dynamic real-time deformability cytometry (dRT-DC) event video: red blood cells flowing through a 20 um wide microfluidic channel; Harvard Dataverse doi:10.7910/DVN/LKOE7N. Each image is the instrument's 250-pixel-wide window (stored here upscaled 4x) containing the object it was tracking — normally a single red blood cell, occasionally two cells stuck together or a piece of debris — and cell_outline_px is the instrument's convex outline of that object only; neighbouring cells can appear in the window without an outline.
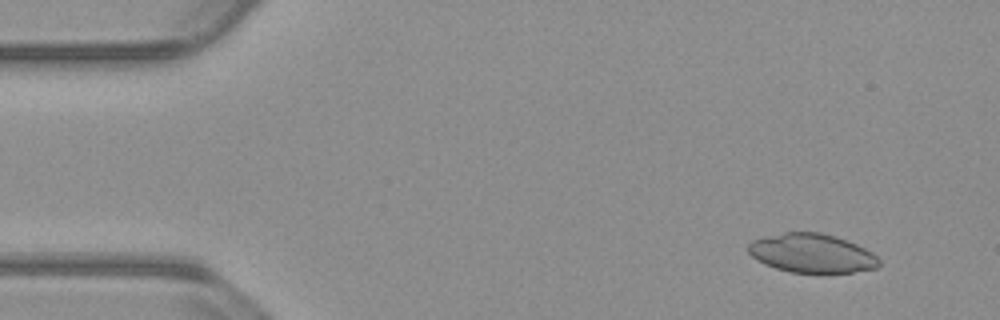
{"species": "common noctule bat (a hibernating species)", "species_latin": "Nyctalus noctula", "temperature_condition": "warm", "stored_images_in_passage": 54, "camera_frame_rate_fps": 3000, "um_per_image_px": 0.085, "animal": {"sex": "male", "body_mass_g": 23.1, "forearm_length_mm": 52.7}, "frame": {"image": 1, "passage_image": 5, "time_ms": 1.333, "image_size_px": [1000, 320], "cell_outline_px": [[880, 264], [876, 268], [852, 272], [824, 276], [788, 272], [764, 264], [756, 260], [748, 252], [748, 244], [752, 240], [764, 236], [784, 232], [820, 232], [836, 236], [856, 244], [872, 252], [880, 260]], "centroid_in_image_um": [69.0, 21.57], "position_along_channel_um": 16.0, "area_um2": 30.63}}